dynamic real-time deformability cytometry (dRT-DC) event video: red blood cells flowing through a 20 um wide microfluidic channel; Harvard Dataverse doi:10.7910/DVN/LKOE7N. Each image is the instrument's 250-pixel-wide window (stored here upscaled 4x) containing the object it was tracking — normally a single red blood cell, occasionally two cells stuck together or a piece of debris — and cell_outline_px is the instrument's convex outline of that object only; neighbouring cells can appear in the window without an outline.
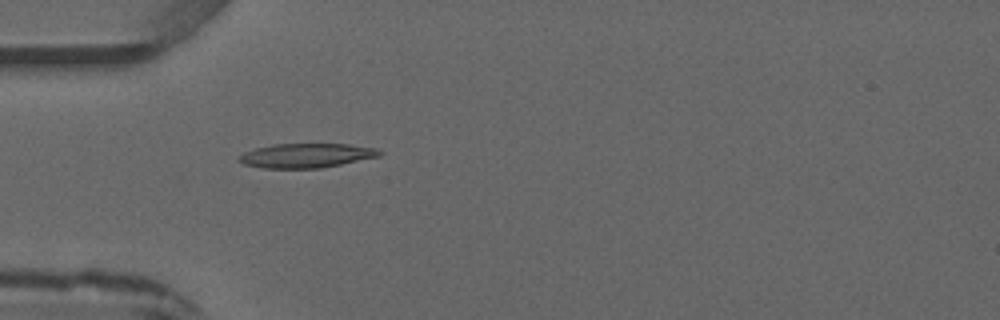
{"species": "common noctule bat (a hibernating species)", "species_latin": "Nyctalus noctula", "temperature_condition": "warm", "stored_images_in_passage": 2, "camera_frame_rate_fps": 3000, "um_per_image_px": 0.085, "animal": {"sex": "male", "forearm_length_mm": 52.5}, "frame": {"image": 1, "passage_image": 2, "time_ms": 2.333, "image_size_px": [1000, 320], "cell_outline_px": [[384, 152], [380, 156], [320, 168], [260, 168], [244, 164], [236, 160], [244, 152], [256, 148], [272, 144], [348, 144], [376, 148]], "centroid_in_image_um": [26.02, 13.22], "position_along_channel_um": 59.0, "area_um2": 19.88}}